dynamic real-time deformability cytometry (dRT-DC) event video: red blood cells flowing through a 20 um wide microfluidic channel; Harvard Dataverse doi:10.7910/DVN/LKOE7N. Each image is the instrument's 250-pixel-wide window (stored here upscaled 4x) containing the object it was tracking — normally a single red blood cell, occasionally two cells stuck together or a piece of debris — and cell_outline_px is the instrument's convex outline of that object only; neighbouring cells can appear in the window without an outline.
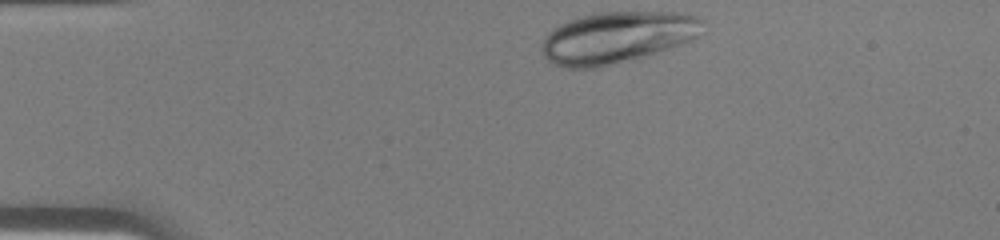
{"species": "human", "species_latin": "Homo sapiens", "temperature_condition": "warm", "stored_images_in_passage": 28, "camera_frame_rate_fps": 3000, "um_per_image_px": 0.085, "donor": {"sex": "male"}, "frame": {"image": 1, "passage_image": 1, "time_ms": 0.0, "image_size_px": [1000, 240], "cell_outline_px": [[704, 20], [696, 36], [692, 40], [648, 56], [600, 68], [564, 68], [552, 64], [544, 56], [544, 40], [548, 32], [552, 28], [568, 20], [580, 16], [600, 12], [676, 12], [696, 16]], "centroid_in_image_um": [52.44, 3.19], "position_along_channel_um": 32.6, "area_um2": 48.44}}
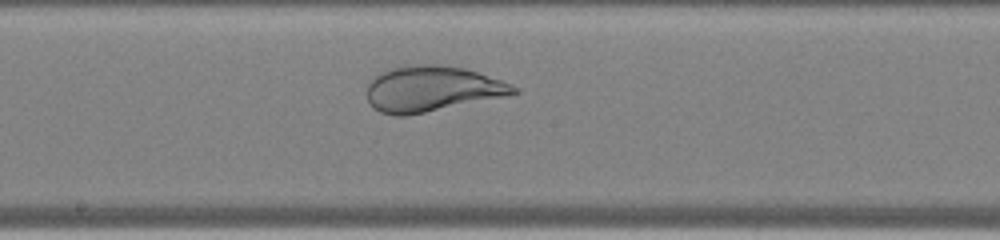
{"frame": {"image": 2, "passage_image": 16, "time_ms": 5.0, "image_size_px": [1000, 240], "cell_outline_px": [[520, 92], [424, 112], [404, 116], [396, 116], [380, 112], [372, 108], [368, 100], [368, 84], [380, 72], [392, 68], [408, 64], [432, 64], [464, 68], [512, 84], [520, 88]], "centroid_in_image_um": [36.66, 7.54], "position_along_channel_um": 211.5, "area_um2": 38.32}}
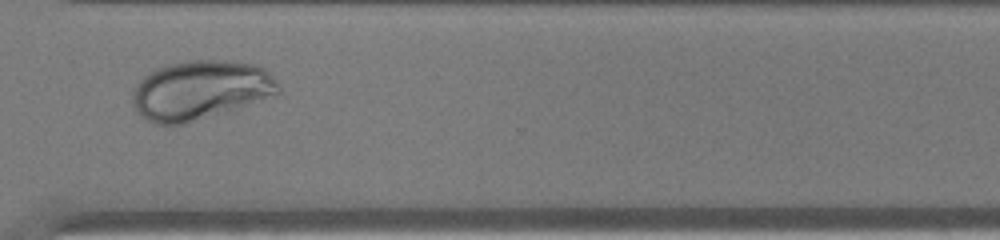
{"frame": {"image": 3, "passage_image": 25, "time_ms": 8.0, "image_size_px": [1000, 240], "cell_outline_px": [[280, 92], [276, 96], [188, 124], [152, 124], [140, 116], [136, 112], [132, 104], [132, 96], [136, 84], [148, 72], [156, 68], [168, 64], [184, 60], [228, 60], [256, 64], [264, 68], [268, 72], [280, 88]], "centroid_in_image_um": [17.02, 7.67], "position_along_channel_um": 353.6, "area_um2": 51.04}}